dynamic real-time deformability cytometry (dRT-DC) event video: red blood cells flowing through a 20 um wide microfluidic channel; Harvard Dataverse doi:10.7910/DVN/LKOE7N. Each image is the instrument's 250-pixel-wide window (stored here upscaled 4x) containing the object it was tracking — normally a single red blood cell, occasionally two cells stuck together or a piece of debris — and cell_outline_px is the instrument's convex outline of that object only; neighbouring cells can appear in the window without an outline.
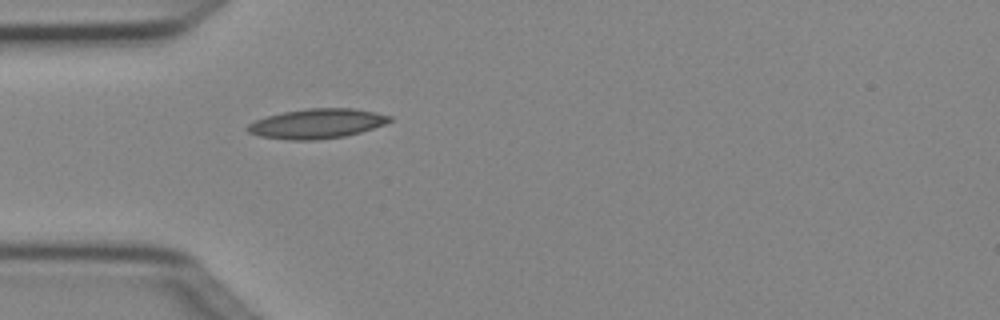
{"species": "Egyptian fruit bat (a non-hibernating species)", "species_latin": "Rousettus aegyptiacus", "temperature_condition": "cold", "stored_images_in_passage": 1, "camera_frame_rate_fps": 3000, "um_per_image_px": 0.085, "animal": {"sex": "female"}, "frame": {"image": 1, "passage_image": 1, "time_ms": 0.0, "image_size_px": [1000, 320], "cell_outline_px": [[392, 120], [384, 124], [360, 132], [344, 136], [316, 140], [288, 140], [260, 136], [248, 132], [244, 128], [248, 124], [256, 120], [268, 116], [284, 112], [308, 108], [356, 108], [376, 112], [392, 116]], "centroid_in_image_um": [26.94, 10.5], "position_along_channel_um": 58.1, "area_um2": 24.57}}